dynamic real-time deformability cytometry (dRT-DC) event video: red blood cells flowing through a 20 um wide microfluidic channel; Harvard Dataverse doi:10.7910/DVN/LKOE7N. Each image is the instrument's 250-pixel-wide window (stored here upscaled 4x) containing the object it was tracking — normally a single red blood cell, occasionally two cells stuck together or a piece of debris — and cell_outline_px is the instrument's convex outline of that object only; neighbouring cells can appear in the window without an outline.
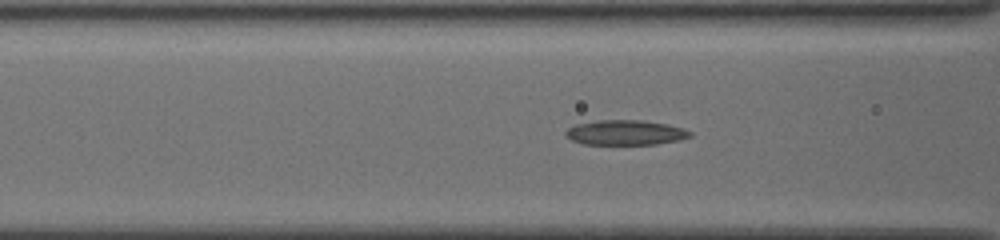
{"species": "common noctule bat (a hibernating species)", "species_latin": "Nyctalus noctula", "temperature_condition": "cold", "stored_images_in_passage": 56, "camera_frame_rate_fps": 3000, "um_per_image_px": 0.085, "animal": {"sex": "female", "body_mass_g": 19.5, "forearm_length_mm": 54.1}, "frame": {"image": 1, "passage_image": 24, "time_ms": 7.667, "image_size_px": [1000, 240], "cell_outline_px": [[692, 136], [680, 140], [656, 144], [584, 144], [572, 140], [564, 136], [564, 132], [568, 128], [576, 124], [600, 120], [640, 120], [668, 124], [692, 132]], "centroid_in_image_um": [53.14, 11.27], "position_along_channel_um": 113.5, "area_um2": 18.03}}
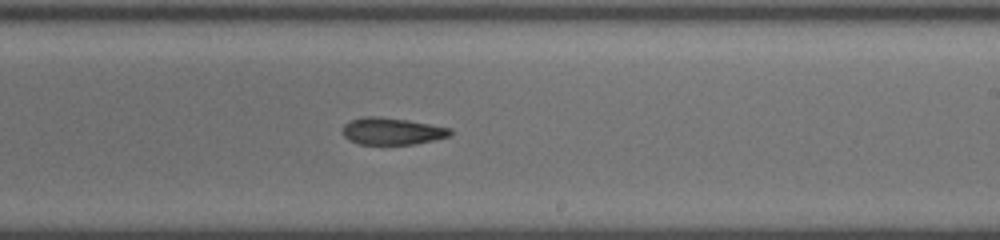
{"frame": {"image": 2, "passage_image": 35, "time_ms": 11.333, "image_size_px": [1000, 240], "cell_outline_px": [[452, 136], [416, 144], [360, 144], [348, 140], [344, 136], [344, 124], [352, 120], [364, 116], [380, 116], [408, 120], [452, 128]], "centroid_in_image_um": [33.37, 11.15], "position_along_channel_um": 255.6, "area_um2": 16.99}}
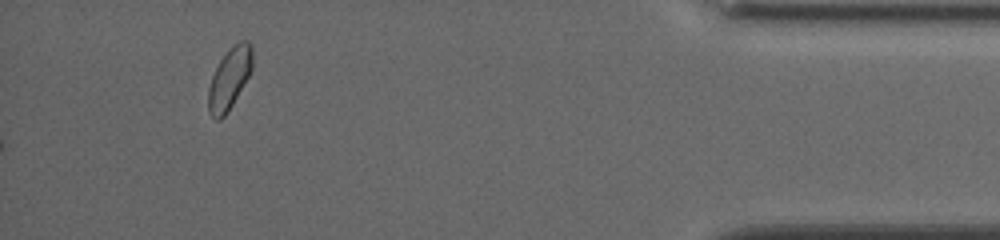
{"frame": {"image": 3, "passage_image": 56, "time_ms": 18.333, "image_size_px": [1000, 240], "cell_outline_px": [[252, 72], [228, 112], [220, 120], [216, 120], [208, 112], [208, 88], [212, 76], [220, 60], [228, 48], [240, 40], [248, 40], [252, 44]], "centroid_in_image_um": [19.52, 6.66], "position_along_channel_um": 415.7, "area_um2": 16.07}}